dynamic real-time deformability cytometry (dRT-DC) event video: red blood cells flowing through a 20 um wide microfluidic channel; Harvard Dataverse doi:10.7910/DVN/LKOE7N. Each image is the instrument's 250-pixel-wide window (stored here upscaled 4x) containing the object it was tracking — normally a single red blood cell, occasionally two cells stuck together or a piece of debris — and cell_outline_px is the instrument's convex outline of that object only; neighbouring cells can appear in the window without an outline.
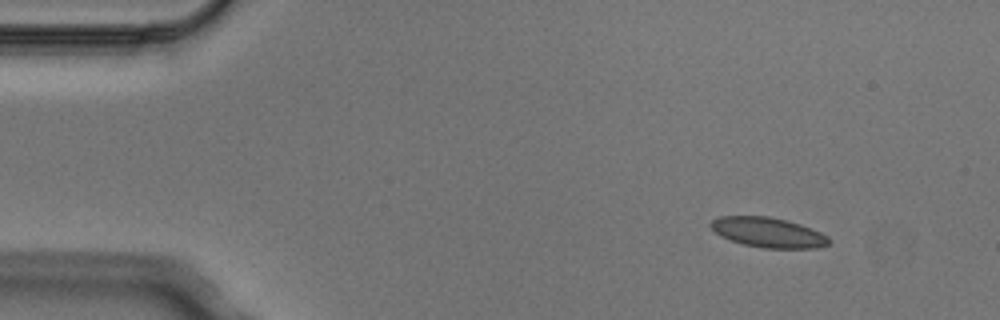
{"species": "Egyptian fruit bat (a non-hibernating species)", "species_latin": "Rousettus aegyptiacus", "temperature_condition": "cold", "stored_images_in_passage": 3, "camera_frame_rate_fps": 3000, "um_per_image_px": 0.085, "animal": {"sex": "male"}, "frame": {"image": 1, "passage_image": 1, "time_ms": 0.0, "image_size_px": [1000, 320], "cell_outline_px": [[828, 244], [816, 248], [764, 248], [744, 244], [720, 236], [708, 224], [712, 220], [720, 216], [768, 216], [800, 224], [820, 232], [828, 236]], "centroid_in_image_um": [65.27, 19.75], "position_along_channel_um": 19.7, "area_um2": 20.35}}